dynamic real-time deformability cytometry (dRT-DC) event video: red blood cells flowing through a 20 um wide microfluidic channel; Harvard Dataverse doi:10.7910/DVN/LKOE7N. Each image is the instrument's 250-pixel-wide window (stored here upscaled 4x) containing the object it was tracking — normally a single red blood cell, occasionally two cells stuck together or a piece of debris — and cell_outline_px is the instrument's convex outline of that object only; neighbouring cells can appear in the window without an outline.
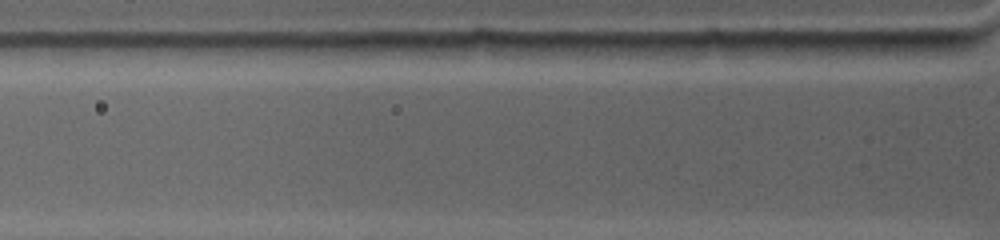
{"species": "common noctule bat (a hibernating species)", "species_latin": "Nyctalus noctula", "temperature_condition": "warm", "stored_images_in_passage": 2, "camera_frame_rate_fps": 4500, "um_per_image_px": 0.085, "animal": {"sex": "female", "body_mass_g": 19.0, "forearm_length_mm": 53.3}, "frame": {"image": 1, "passage_image": 2, "time_ms": 0.222, "image_size_px": [1000, 240], "cell_outline_px": [[748, 44], [728, 56], [700, 60], [612, 60], [584, 44], [704, 40], [748, 40]], "centroid_in_image_um": [56.9, 4.24], "position_along_channel_um": 68.9, "area_um2": 18.5}}